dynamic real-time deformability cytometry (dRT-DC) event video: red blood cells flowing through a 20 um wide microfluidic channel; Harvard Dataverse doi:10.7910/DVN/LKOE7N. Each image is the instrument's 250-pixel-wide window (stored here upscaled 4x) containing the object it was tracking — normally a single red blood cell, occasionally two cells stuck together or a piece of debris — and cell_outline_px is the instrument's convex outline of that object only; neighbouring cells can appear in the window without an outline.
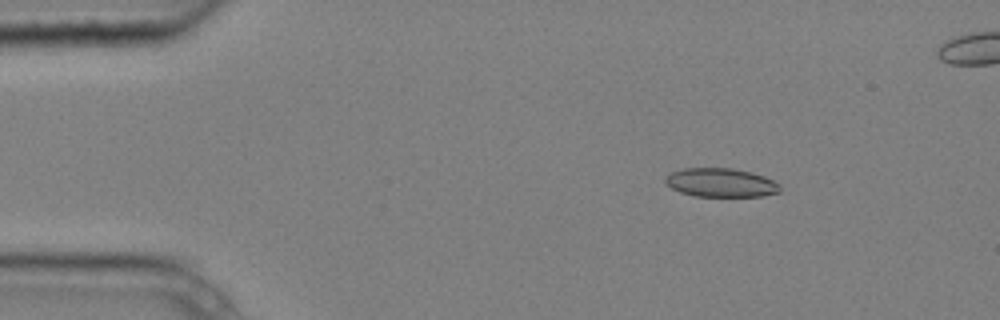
{"species": "common noctule bat (a hibernating species)", "species_latin": "Nyctalus noctula", "temperature_condition": "cold", "stored_images_in_passage": 4, "camera_frame_rate_fps": 3000, "um_per_image_px": 0.085, "animal": {"sex": "male", "body_mass_g": 20.4}, "frame": {"image": 1, "passage_image": 1, "time_ms": 0.0, "image_size_px": [1000, 320], "cell_outline_px": [[780, 192], [764, 196], [692, 196], [680, 192], [672, 188], [664, 180], [664, 176], [668, 172], [684, 168], [732, 168], [752, 172], [764, 176], [780, 184]], "centroid_in_image_um": [61.25, 15.52], "position_along_channel_um": 23.7, "area_um2": 19.42}}